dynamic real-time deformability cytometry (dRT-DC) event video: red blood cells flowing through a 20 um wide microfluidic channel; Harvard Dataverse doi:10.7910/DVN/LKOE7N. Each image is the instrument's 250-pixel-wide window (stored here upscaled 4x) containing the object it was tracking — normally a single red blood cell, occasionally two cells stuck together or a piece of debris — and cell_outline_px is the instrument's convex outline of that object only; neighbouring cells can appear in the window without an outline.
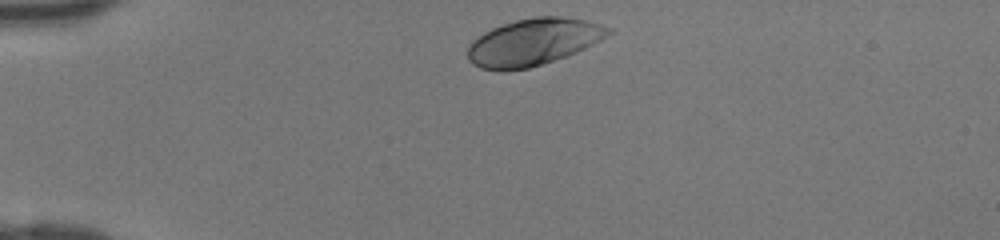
{"species": "human", "species_latin": "Homo sapiens", "temperature_condition": "room temperature", "stored_images_in_passage": 30, "camera_frame_rate_fps": 3000, "um_per_image_px": 0.085, "donor": {"sex": "female"}, "frame": {"image": 1, "passage_image": 1, "time_ms": 0.0, "image_size_px": [1000, 240], "cell_outline_px": [[612, 32], [592, 44], [576, 52], [528, 68], [504, 72], [496, 72], [480, 68], [472, 64], [468, 60], [468, 44], [472, 40], [484, 32], [492, 28], [516, 20], [536, 16], [560, 16], [588, 20], [612, 28]], "centroid_in_image_um": [45.28, 3.58], "position_along_channel_um": 39.7, "area_um2": 38.44}}
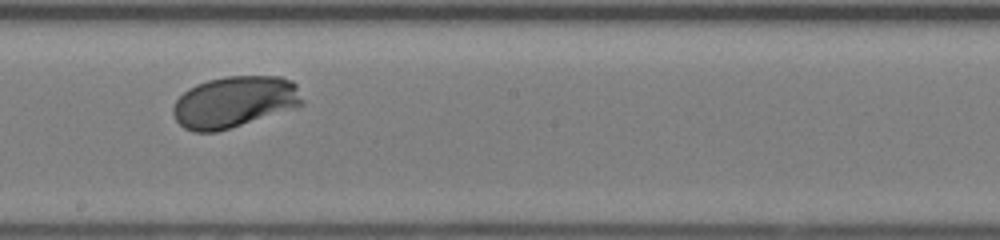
{"frame": {"image": 2, "passage_image": 17, "time_ms": 5.333, "image_size_px": [1000, 240], "cell_outline_px": [[304, 104], [216, 132], [192, 132], [184, 128], [176, 120], [172, 112], [172, 108], [176, 100], [188, 88], [196, 84], [208, 80], [224, 76], [280, 76], [292, 80], [296, 84], [304, 100]], "centroid_in_image_um": [19.9, 8.64], "position_along_channel_um": 228.3, "area_um2": 38.49}}
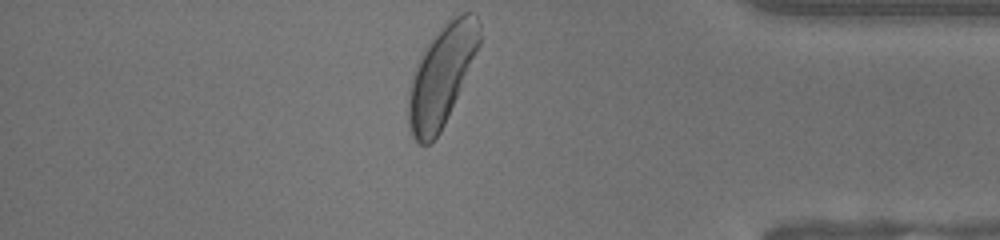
{"frame": {"image": 3, "passage_image": 30, "time_ms": 9.667, "image_size_px": [1000, 240], "cell_outline_px": [[480, 44], [444, 124], [440, 132], [428, 144], [420, 144], [412, 136], [408, 124], [408, 92], [412, 72], [424, 48], [448, 20], [464, 12], [468, 12], [476, 16], [480, 20]], "centroid_in_image_um": [37.51, 6.41], "position_along_channel_um": 397.7, "area_um2": 40.69}}